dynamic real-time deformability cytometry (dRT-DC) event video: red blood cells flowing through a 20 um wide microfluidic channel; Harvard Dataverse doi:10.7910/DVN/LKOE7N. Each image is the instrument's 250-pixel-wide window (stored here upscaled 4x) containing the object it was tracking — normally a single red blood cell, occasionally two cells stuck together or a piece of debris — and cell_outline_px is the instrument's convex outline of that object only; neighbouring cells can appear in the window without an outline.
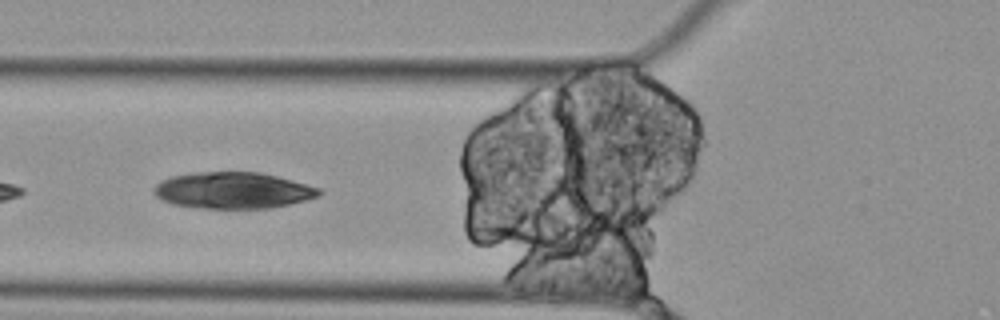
{"species": "Egyptian fruit bat (a non-hibernating species)", "species_latin": "Rousettus aegyptiacus", "temperature_condition": "cold", "stored_images_in_passage": 10, "camera_frame_rate_fps": 3000, "um_per_image_px": 0.085, "animal": {"sex": "female"}, "frame": {"image": 1, "passage_image": 6, "time_ms": 1.667, "image_size_px": [1000, 320], "cell_outline_px": [[324, 192], [320, 196], [288, 204], [268, 208], [204, 208], [172, 204], [160, 200], [152, 192], [152, 188], [160, 180], [172, 176], [192, 172], [260, 172], [292, 180], [320, 188]], "centroid_in_image_um": [19.76, 16.17], "position_along_channel_um": 106.0, "area_um2": 35.14}}
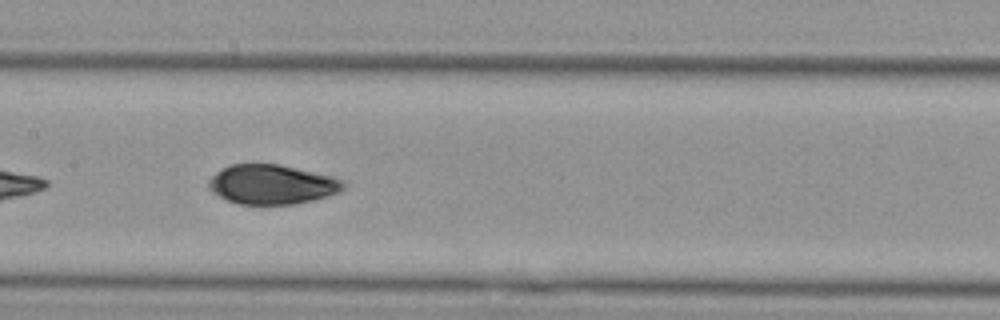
{"frame": {"image": 2, "passage_image": 8, "time_ms": 2.333, "image_size_px": [1000, 320], "cell_outline_px": [[344, 188], [328, 196], [312, 200], [292, 204], [240, 204], [228, 200], [212, 192], [208, 188], [208, 180], [216, 172], [232, 164], [280, 164], [332, 176], [344, 180]], "centroid_in_image_um": [23.1, 15.67], "position_along_channel_um": 184.3, "area_um2": 30.81}}
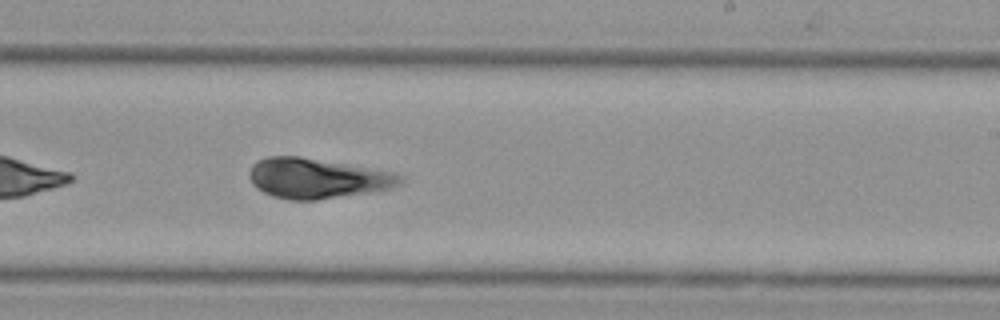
{"frame": {"image": 3, "passage_image": 10, "time_ms": 3.0, "image_size_px": [1000, 320], "cell_outline_px": [[404, 180], [388, 188], [316, 200], [288, 200], [272, 196], [256, 188], [252, 184], [248, 176], [248, 172], [252, 164], [256, 160], [268, 156], [300, 156], [396, 172], [404, 176]], "centroid_in_image_um": [26.88, 15.14], "position_along_channel_um": 262.1, "area_um2": 35.2}}